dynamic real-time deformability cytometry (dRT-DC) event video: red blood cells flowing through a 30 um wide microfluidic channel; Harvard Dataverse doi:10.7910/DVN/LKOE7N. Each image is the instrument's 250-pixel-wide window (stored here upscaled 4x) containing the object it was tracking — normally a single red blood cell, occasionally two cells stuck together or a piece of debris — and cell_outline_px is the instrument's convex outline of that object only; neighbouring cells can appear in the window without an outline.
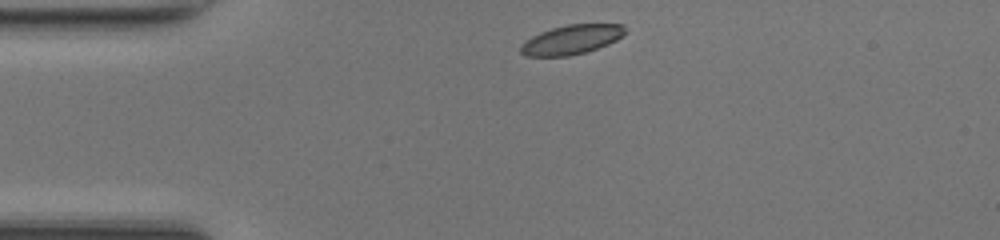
{"species": "common noctule bat (a hibernating species)", "species_latin": "Nyctalus noctula", "temperature_condition": "room temperature", "stored_images_in_passage": 40, "camera_frame_rate_fps": 3000, "um_per_image_px": 0.085, "animal": {"sex": "female", "body_mass_g": 17.0, "forearm_length_mm": 48.0}, "frame": {"image": 1, "passage_image": 1, "time_ms": 0.0, "image_size_px": [1000, 240], "cell_outline_px": [[628, 32], [624, 36], [608, 44], [584, 52], [568, 56], [524, 56], [520, 52], [520, 44], [524, 40], [540, 32], [552, 28], [568, 24], [624, 24]], "centroid_in_image_um": [48.58, 3.36], "position_along_channel_um": 36.4, "area_um2": 18.03}}
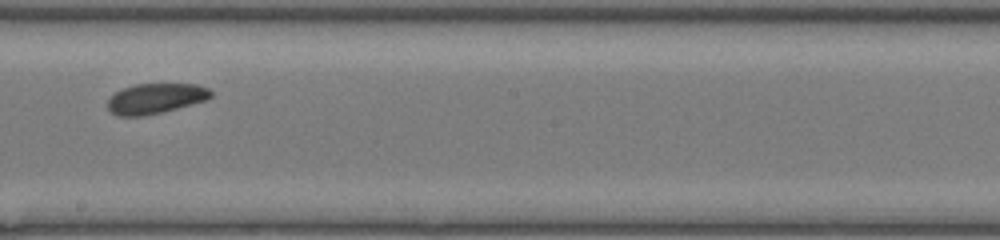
{"frame": {"image": 2, "passage_image": 18, "time_ms": 5.667, "image_size_px": [1000, 240], "cell_outline_px": [[212, 96], [208, 100], [160, 112], [140, 116], [120, 116], [112, 112], [108, 108], [108, 100], [120, 88], [136, 84], [196, 84], [208, 88], [212, 92]], "centroid_in_image_um": [13.23, 8.36], "position_along_channel_um": 235.0, "area_um2": 18.03}}
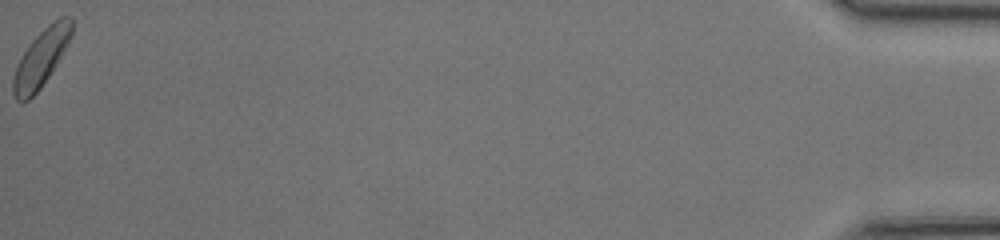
{"frame": {"image": 3, "passage_image": 40, "time_ms": 13.0, "image_size_px": [1000, 240], "cell_outline_px": [[72, 36], [68, 44], [56, 64], [40, 88], [28, 100], [16, 100], [12, 92], [12, 80], [16, 68], [24, 52], [32, 40], [48, 24], [60, 16], [72, 16]], "centroid_in_image_um": [3.51, 4.9], "position_along_channel_um": 431.7, "area_um2": 19.13}, "authors_computed_cell_mechanics": {"area_um2": 18.6694, "velocity_mm_per_s": 4.1571, "shape_relaxation_time_tau1_ms": 1.4871, "shape_relaxation_time_tau2_ms": 6.1683, "deformation_change_tau1": 0.0558, "deformation_change_tau2": 0.1341}}